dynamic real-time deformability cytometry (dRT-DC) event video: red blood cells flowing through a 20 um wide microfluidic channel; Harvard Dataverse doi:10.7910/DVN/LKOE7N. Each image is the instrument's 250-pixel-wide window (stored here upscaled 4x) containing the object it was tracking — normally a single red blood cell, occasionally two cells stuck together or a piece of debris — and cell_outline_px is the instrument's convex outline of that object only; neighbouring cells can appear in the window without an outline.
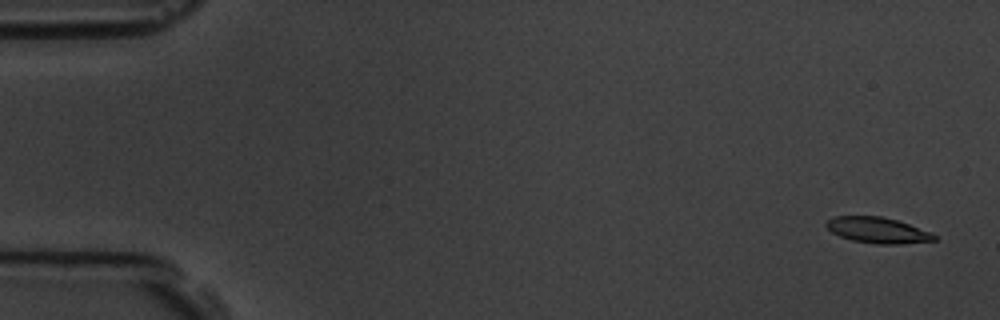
{"species": "common noctule bat (a hibernating species)", "species_latin": "Nyctalus noctula", "temperature_condition": "room temperature", "stored_images_in_passage": 5, "camera_frame_rate_fps": 3000, "um_per_image_px": 0.085, "animal": {"sex": "male", "body_mass_g": 19.5, "forearm_length_mm": 54.6}, "frame": {"image": 1, "passage_image": 1, "time_ms": 0.0, "image_size_px": [1000, 320], "cell_outline_px": [[936, 240], [900, 244], [876, 244], [852, 240], [840, 236], [832, 232], [824, 224], [828, 220], [836, 216], [880, 216], [896, 220], [932, 232], [936, 236]], "centroid_in_image_um": [74.6, 19.57], "position_along_channel_um": 10.4, "area_um2": 16.13}}
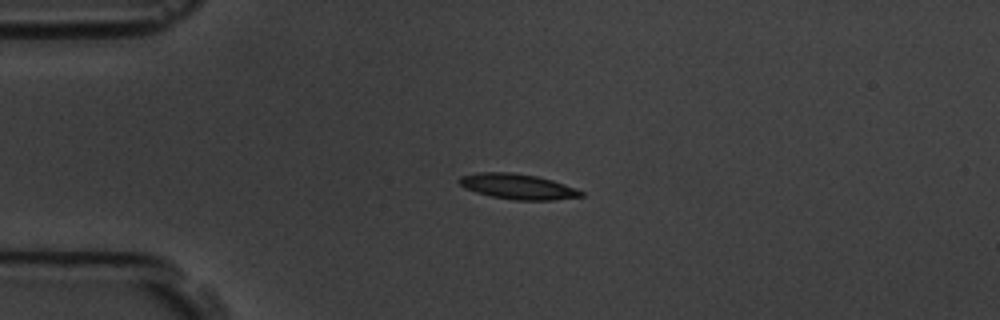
{"frame": {"image": 2, "passage_image": 4, "time_ms": 3.667, "image_size_px": [1000, 320], "cell_outline_px": [[584, 196], [552, 200], [516, 200], [492, 196], [476, 192], [464, 188], [456, 180], [460, 176], [476, 172], [508, 172], [536, 176], [552, 180], [576, 188], [584, 192]], "centroid_in_image_um": [43.98, 15.85], "position_along_channel_um": 41.0, "area_um2": 17.98}}